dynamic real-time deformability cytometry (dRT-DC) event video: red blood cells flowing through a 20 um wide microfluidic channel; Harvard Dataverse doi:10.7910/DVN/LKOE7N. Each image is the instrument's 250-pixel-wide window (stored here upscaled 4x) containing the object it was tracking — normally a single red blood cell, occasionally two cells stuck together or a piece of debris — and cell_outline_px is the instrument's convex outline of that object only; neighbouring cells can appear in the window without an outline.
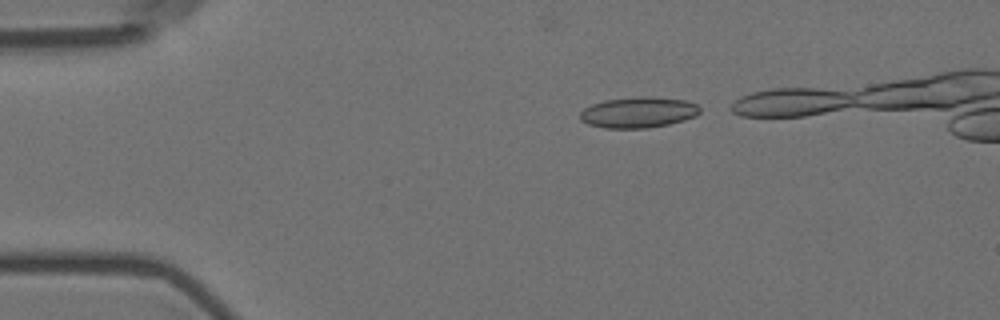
{"species": "Egyptian fruit bat (a non-hibernating species)", "species_latin": "Rousettus aegyptiacus", "temperature_condition": "room temperature", "stored_images_in_passage": 37, "camera_frame_rate_fps": 3000, "um_per_image_px": 0.085, "animal": {"sex": "female"}, "frame": {"image": 1, "passage_image": 2, "time_ms": 0.333, "image_size_px": [1000, 320], "cell_outline_px": [[700, 112], [696, 116], [684, 120], [668, 124], [648, 128], [604, 128], [588, 124], [580, 120], [580, 112], [584, 108], [592, 104], [604, 100], [640, 96], [652, 96], [684, 100], [696, 104], [700, 108]], "centroid_in_image_um": [54.25, 9.55], "position_along_channel_um": 30.8, "area_um2": 21.62}}
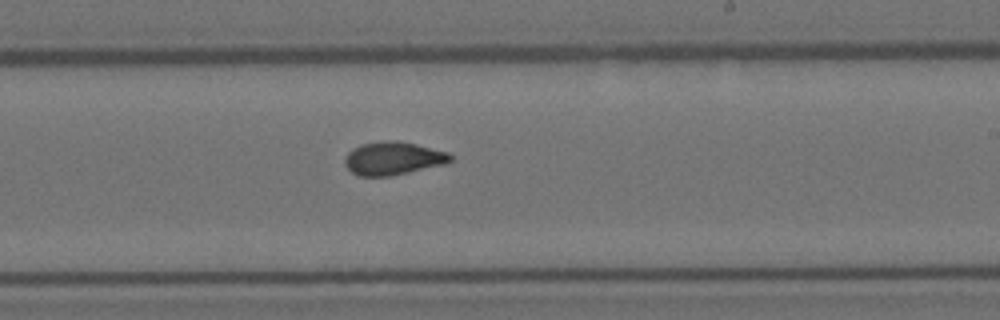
{"frame": {"image": 2, "passage_image": 25, "time_ms": 8.0, "image_size_px": [1000, 320], "cell_outline_px": [[452, 160], [444, 164], [408, 172], [388, 176], [360, 176], [352, 172], [344, 164], [344, 160], [348, 152], [352, 148], [360, 144], [384, 140], [392, 140], [416, 144], [448, 152], [452, 156]], "centroid_in_image_um": [33.38, 13.45], "position_along_channel_um": 255.6, "area_um2": 20.29}}
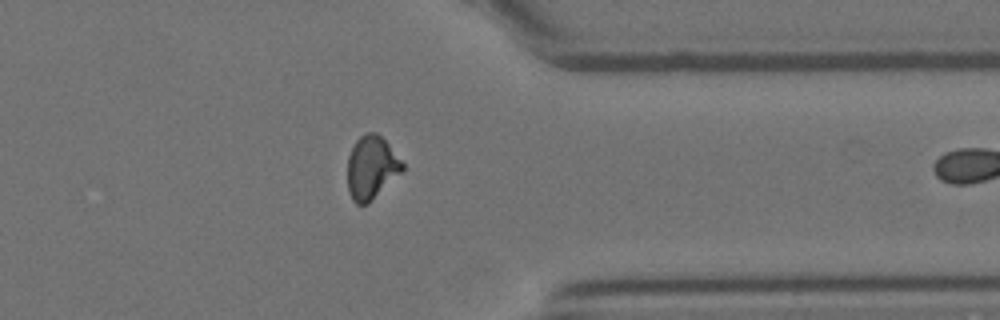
{"frame": {"image": 3, "passage_image": 36, "time_ms": 11.667, "image_size_px": [1000, 320], "cell_outline_px": [[404, 168], [368, 204], [356, 204], [352, 200], [348, 192], [348, 156], [356, 140], [364, 132], [376, 132], [388, 144], [404, 164]], "centroid_in_image_um": [31.54, 14.24], "position_along_channel_um": 379.9, "area_um2": 19.94}}